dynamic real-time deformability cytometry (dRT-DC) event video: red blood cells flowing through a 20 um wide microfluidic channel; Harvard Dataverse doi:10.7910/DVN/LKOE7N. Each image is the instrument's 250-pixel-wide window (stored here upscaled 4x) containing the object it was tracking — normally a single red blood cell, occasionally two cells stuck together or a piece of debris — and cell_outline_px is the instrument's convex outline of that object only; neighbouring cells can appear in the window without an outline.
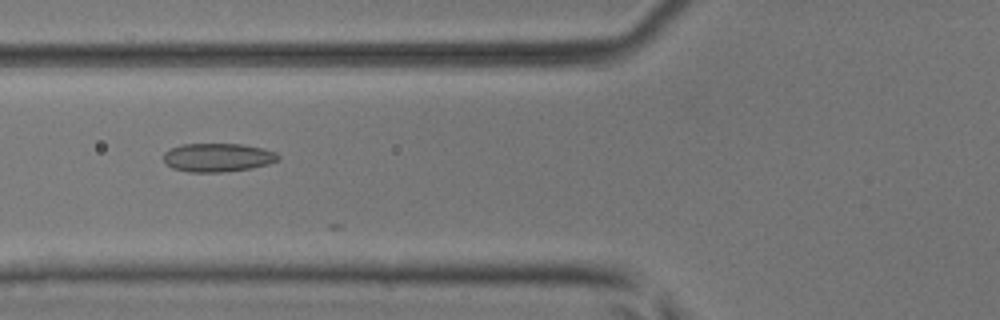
{"species": "common noctule bat (a hibernating species)", "species_latin": "Nyctalus noctula", "temperature_condition": "room temperature", "stored_images_in_passage": 2, "camera_frame_rate_fps": 3000, "um_per_image_px": 0.085, "animal": {"sex": "male", "body_mass_g": 17.9, "forearm_length_mm": 54.2}, "frame": {"image": 1, "passage_image": 2, "time_ms": 0.333, "image_size_px": [1000, 320], "cell_outline_px": [[280, 160], [268, 164], [252, 168], [220, 172], [188, 172], [172, 168], [164, 160], [164, 152], [172, 148], [184, 144], [240, 144], [260, 148], [276, 152], [280, 156]], "centroid_in_image_um": [18.53, 13.39], "position_along_channel_um": 107.3, "area_um2": 18.96}}